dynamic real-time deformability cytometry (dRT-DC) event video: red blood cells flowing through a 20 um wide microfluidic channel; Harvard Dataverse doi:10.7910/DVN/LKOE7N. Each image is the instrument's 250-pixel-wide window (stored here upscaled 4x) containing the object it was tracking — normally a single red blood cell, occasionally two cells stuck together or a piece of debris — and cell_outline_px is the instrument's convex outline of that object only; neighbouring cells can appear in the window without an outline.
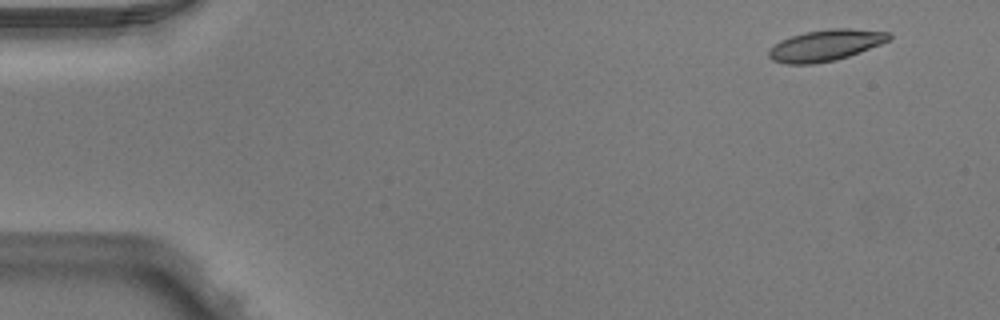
{"species": "Egyptian fruit bat (a non-hibernating species)", "species_latin": "Rousettus aegyptiacus", "temperature_condition": "warm", "stored_images_in_passage": 4, "camera_frame_rate_fps": 3000, "um_per_image_px": 0.085, "animal": {"sex": "male"}, "frame": {"image": 1, "passage_image": 1, "time_ms": 0.0, "image_size_px": [1000, 320], "cell_outline_px": [[892, 36], [888, 40], [880, 44], [860, 52], [836, 60], [816, 64], [784, 64], [772, 60], [768, 56], [768, 52], [780, 40], [804, 32], [832, 28], [852, 28], [888, 32]], "centroid_in_image_um": [70.16, 3.86], "position_along_channel_um": 14.8, "area_um2": 21.85}}
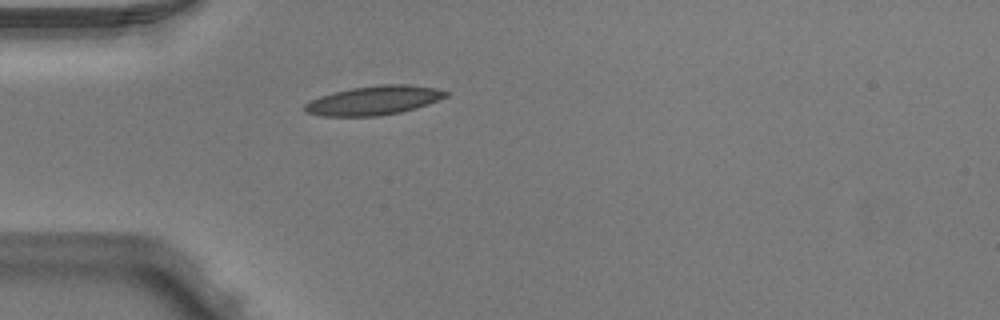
{"frame": {"image": 2, "passage_image": 4, "time_ms": 1.0, "image_size_px": [1000, 320], "cell_outline_px": [[448, 96], [428, 104], [416, 108], [400, 112], [380, 116], [320, 116], [304, 112], [304, 104], [308, 100], [332, 92], [352, 88], [380, 84], [408, 84], [436, 88], [448, 92]], "centroid_in_image_um": [31.75, 8.53], "position_along_channel_um": 53.3, "area_um2": 24.1}}